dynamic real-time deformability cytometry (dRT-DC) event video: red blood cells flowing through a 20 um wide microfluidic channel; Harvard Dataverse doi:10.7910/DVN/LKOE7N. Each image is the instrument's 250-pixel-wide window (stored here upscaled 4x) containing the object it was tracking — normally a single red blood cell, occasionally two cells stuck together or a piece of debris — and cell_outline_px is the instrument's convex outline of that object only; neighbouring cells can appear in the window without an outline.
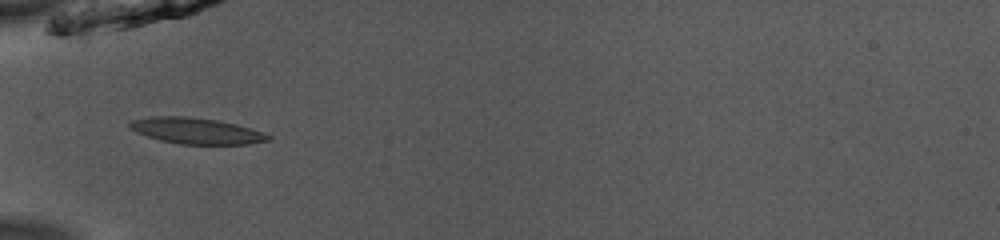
{"species": "common noctule bat (a hibernating species)", "species_latin": "Nyctalus noctula", "temperature_condition": "room temperature", "stored_images_in_passage": 34, "camera_frame_rate_fps": 3000, "um_per_image_px": 0.085, "animal": {"sex": "male", "body_mass_g": 13.0, "forearm_length_mm": 53.1}, "frame": {"image": 1, "passage_image": 1, "time_ms": 0.0, "image_size_px": [1000, 240], "cell_outline_px": [[272, 140], [248, 144], [180, 144], [160, 140], [136, 132], [128, 124], [132, 120], [148, 116], [184, 116], [216, 120], [236, 124], [264, 132], [272, 136]], "centroid_in_image_um": [16.72, 11.12], "position_along_channel_um": 68.3, "area_um2": 20.98}}
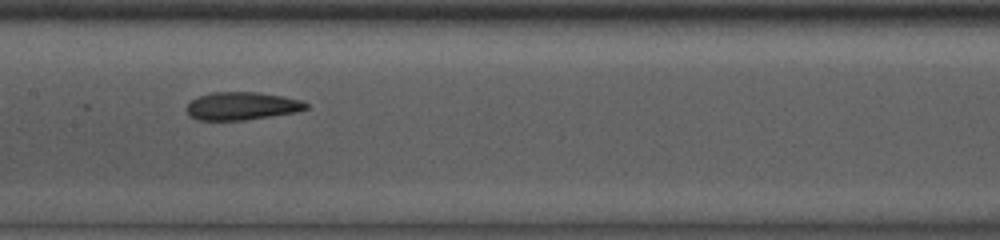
{"frame": {"image": 2, "passage_image": 10, "time_ms": 3.0, "image_size_px": [1000, 240], "cell_outline_px": [[308, 108], [296, 112], [244, 120], [196, 120], [188, 116], [188, 104], [192, 100], [200, 96], [212, 92], [260, 92], [300, 100], [308, 104]], "centroid_in_image_um": [20.54, 9.01], "position_along_channel_um": 186.9, "area_um2": 19.25}}
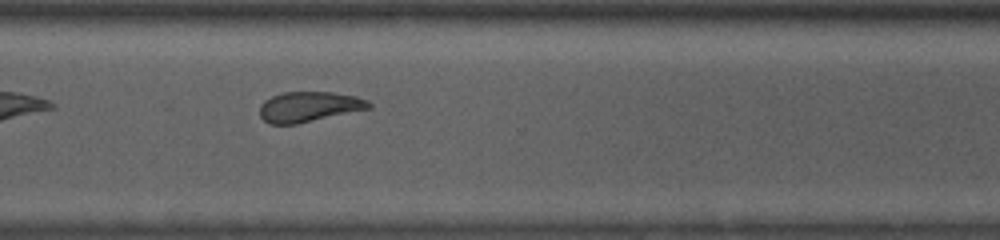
{"frame": {"image": 3, "passage_image": 22, "time_ms": 7.0, "image_size_px": [1000, 240], "cell_outline_px": [[372, 108], [296, 124], [268, 124], [260, 116], [260, 104], [264, 100], [272, 96], [284, 92], [332, 92], [356, 96], [368, 100], [372, 104]], "centroid_in_image_um": [26.27, 9.07], "position_along_channel_um": 344.3, "area_um2": 19.31}, "authors_computed_cell_mechanics": {"area_um2": 19.7387, "velocity_mm_per_s": 3.9512, "shape_relaxation_time_tau1_ms": 4.0741, "shape_relaxation_time_tau2_ms": 2.0458, "deformation_change_tau1": 0.1379, "deformation_change_tau2": 0.0975}}